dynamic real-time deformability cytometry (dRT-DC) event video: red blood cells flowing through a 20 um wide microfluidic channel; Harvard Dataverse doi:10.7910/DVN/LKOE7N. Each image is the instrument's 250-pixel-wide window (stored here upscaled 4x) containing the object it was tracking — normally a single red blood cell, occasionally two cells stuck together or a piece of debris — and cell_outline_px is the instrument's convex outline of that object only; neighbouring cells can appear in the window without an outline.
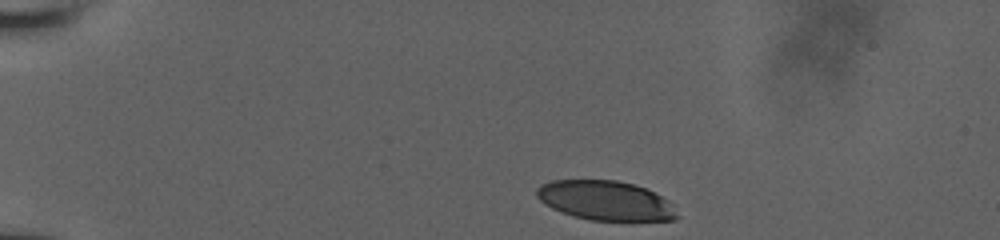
{"species": "human", "species_latin": "Homo sapiens", "temperature_condition": "room temperature", "stored_images_in_passage": 37, "camera_frame_rate_fps": 3000, "um_per_image_px": 0.085, "donor": {"sex": "male"}, "frame": {"image": 1, "passage_image": 1, "time_ms": 0.0, "image_size_px": [1000, 240], "cell_outline_px": [[680, 216], [676, 220], [592, 220], [572, 216], [552, 208], [544, 204], [536, 196], [536, 188], [540, 184], [552, 180], [616, 180], [632, 184], [644, 188], [668, 200]], "centroid_in_image_um": [51.44, 17.04], "position_along_channel_um": 33.6, "area_um2": 32.19}}
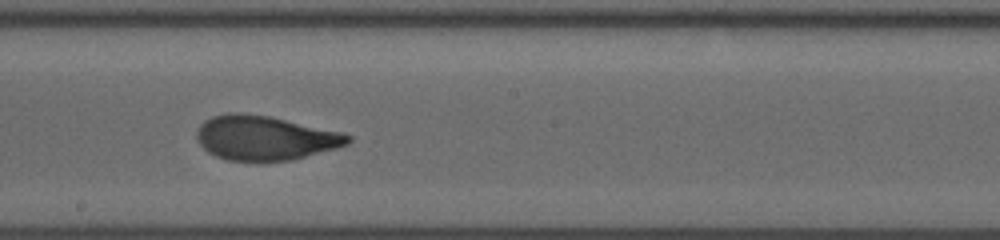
{"frame": {"image": 2, "passage_image": 22, "time_ms": 7.0, "image_size_px": [1000, 240], "cell_outline_px": [[352, 140], [348, 144], [336, 148], [292, 160], [228, 160], [216, 156], [208, 152], [196, 140], [196, 132], [200, 124], [204, 120], [212, 116], [228, 112], [236, 112], [268, 116], [344, 132], [352, 136]], "centroid_in_image_um": [22.52, 11.71], "position_along_channel_um": 225.7, "area_um2": 39.07}}
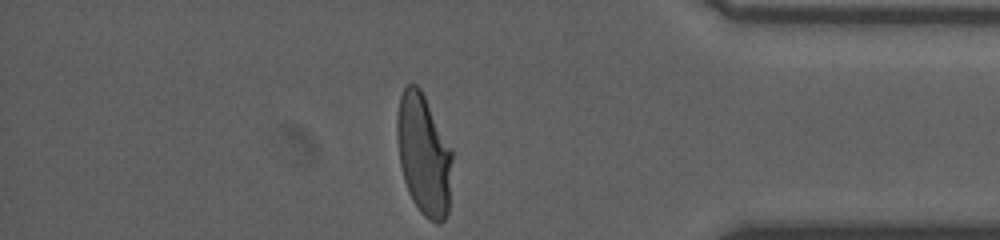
{"frame": {"image": 3, "passage_image": 37, "time_ms": 12.0, "image_size_px": [1000, 240], "cell_outline_px": [[452, 160], [448, 212], [444, 220], [440, 224], [436, 224], [428, 220], [420, 212], [412, 200], [408, 192], [404, 180], [400, 164], [396, 136], [396, 116], [400, 96], [404, 88], [408, 84], [416, 84], [420, 88], [452, 152]], "centroid_in_image_um": [35.99, 13.19], "position_along_channel_um": 399.2, "area_um2": 38.78}, "authors_computed_cell_mechanics": {"area_um2": 38.726, "velocity_mm_per_s": 3.9201, "shape_relaxation_time_tau1_ms": 6.3972, "shape_relaxation_time_tau2_ms": 0.9667, "deformation_change_tau1": 0.2436, "deformation_change_tau2": 0.0716}}